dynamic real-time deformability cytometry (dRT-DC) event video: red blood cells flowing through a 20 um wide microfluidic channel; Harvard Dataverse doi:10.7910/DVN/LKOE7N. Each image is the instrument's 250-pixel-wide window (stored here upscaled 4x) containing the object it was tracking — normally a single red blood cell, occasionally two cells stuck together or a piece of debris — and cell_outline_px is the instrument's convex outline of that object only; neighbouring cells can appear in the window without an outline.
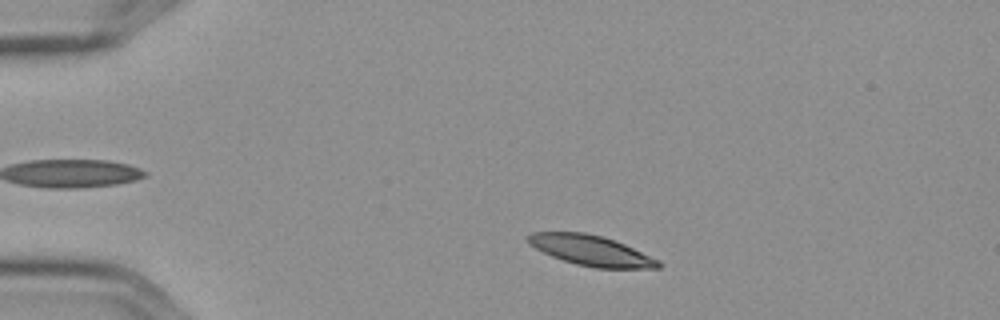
{"species": "Egyptian fruit bat (a non-hibernating species)", "species_latin": "Rousettus aegyptiacus", "temperature_condition": "cold", "stored_images_in_passage": 8, "camera_frame_rate_fps": 3000, "um_per_image_px": 0.085, "frame": {"image": 1, "passage_image": 1, "time_ms": 0.0, "image_size_px": [1000, 320], "cell_outline_px": [[664, 264], [660, 268], [596, 268], [576, 264], [552, 256], [528, 244], [524, 236], [532, 232], [584, 232], [604, 236], [616, 240], [660, 260]], "centroid_in_image_um": [50.25, 21.28], "position_along_channel_um": 34.7, "area_um2": 23.24}}
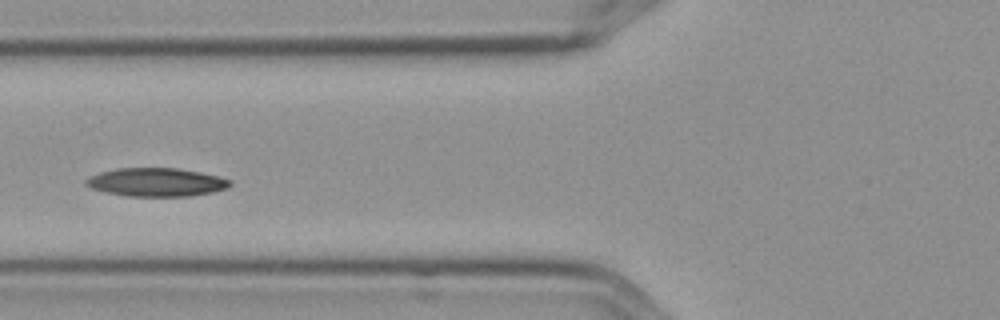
{"frame": {"image": 2, "passage_image": 4, "time_ms": 1.0, "image_size_px": [1000, 320], "cell_outline_px": [[232, 184], [228, 188], [212, 192], [192, 196], [128, 196], [104, 192], [92, 188], [84, 184], [84, 180], [88, 176], [100, 172], [116, 168], [176, 168], [200, 172], [220, 176], [232, 180]], "centroid_in_image_um": [13.29, 15.48], "position_along_channel_um": 112.5, "area_um2": 24.1}}
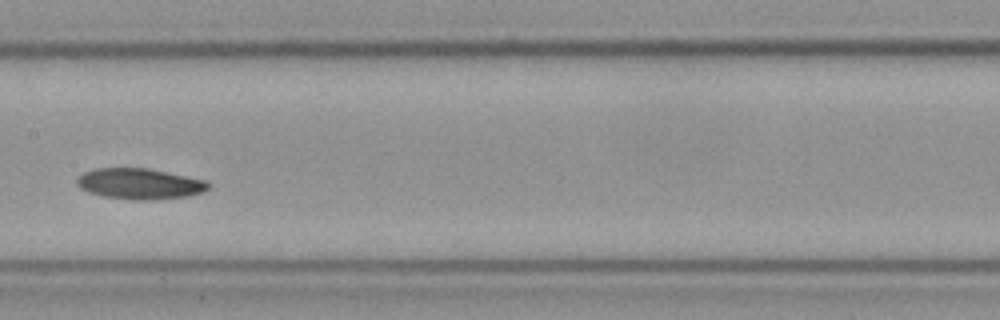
{"frame": {"image": 3, "passage_image": 6, "time_ms": 1.667, "image_size_px": [1000, 320], "cell_outline_px": [[212, 184], [204, 192], [188, 196], [152, 200], [132, 200], [104, 196], [88, 192], [80, 188], [76, 184], [76, 180], [84, 172], [96, 168], [148, 168], [208, 180]], "centroid_in_image_um": [11.91, 15.62], "position_along_channel_um": 195.5, "area_um2": 23.81}}